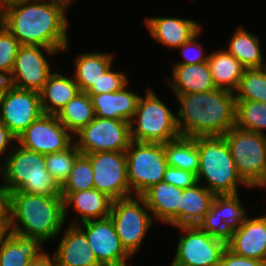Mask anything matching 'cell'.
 Here are the masks:
<instances>
[{"label": "cell", "mask_w": 266, "mask_h": 266, "mask_svg": "<svg viewBox=\"0 0 266 266\" xmlns=\"http://www.w3.org/2000/svg\"><path fill=\"white\" fill-rule=\"evenodd\" d=\"M70 7L67 0H32L3 13L0 23L21 45L44 46L65 53L70 47Z\"/></svg>", "instance_id": "cell-1"}, {"label": "cell", "mask_w": 266, "mask_h": 266, "mask_svg": "<svg viewBox=\"0 0 266 266\" xmlns=\"http://www.w3.org/2000/svg\"><path fill=\"white\" fill-rule=\"evenodd\" d=\"M176 123L184 137L223 136L236 124L235 93L215 88L208 92L177 94Z\"/></svg>", "instance_id": "cell-2"}, {"label": "cell", "mask_w": 266, "mask_h": 266, "mask_svg": "<svg viewBox=\"0 0 266 266\" xmlns=\"http://www.w3.org/2000/svg\"><path fill=\"white\" fill-rule=\"evenodd\" d=\"M12 230L52 243L66 225L62 196H44L21 191L6 194Z\"/></svg>", "instance_id": "cell-3"}, {"label": "cell", "mask_w": 266, "mask_h": 266, "mask_svg": "<svg viewBox=\"0 0 266 266\" xmlns=\"http://www.w3.org/2000/svg\"><path fill=\"white\" fill-rule=\"evenodd\" d=\"M0 186L5 193L21 191L44 196H61V187L46 169L45 155L17 143L0 165Z\"/></svg>", "instance_id": "cell-4"}, {"label": "cell", "mask_w": 266, "mask_h": 266, "mask_svg": "<svg viewBox=\"0 0 266 266\" xmlns=\"http://www.w3.org/2000/svg\"><path fill=\"white\" fill-rule=\"evenodd\" d=\"M196 144L199 153L198 183L215 195L239 194L240 187L250 189L237 173L223 136L197 137Z\"/></svg>", "instance_id": "cell-5"}, {"label": "cell", "mask_w": 266, "mask_h": 266, "mask_svg": "<svg viewBox=\"0 0 266 266\" xmlns=\"http://www.w3.org/2000/svg\"><path fill=\"white\" fill-rule=\"evenodd\" d=\"M143 96H140L136 112L130 121L131 140L165 144L180 137L176 114L166 102L150 86Z\"/></svg>", "instance_id": "cell-6"}, {"label": "cell", "mask_w": 266, "mask_h": 266, "mask_svg": "<svg viewBox=\"0 0 266 266\" xmlns=\"http://www.w3.org/2000/svg\"><path fill=\"white\" fill-rule=\"evenodd\" d=\"M176 251L170 266H219L227 247L226 234L204 225L179 226Z\"/></svg>", "instance_id": "cell-7"}, {"label": "cell", "mask_w": 266, "mask_h": 266, "mask_svg": "<svg viewBox=\"0 0 266 266\" xmlns=\"http://www.w3.org/2000/svg\"><path fill=\"white\" fill-rule=\"evenodd\" d=\"M223 137L240 178L250 190L256 189L266 173V135L235 126Z\"/></svg>", "instance_id": "cell-8"}, {"label": "cell", "mask_w": 266, "mask_h": 266, "mask_svg": "<svg viewBox=\"0 0 266 266\" xmlns=\"http://www.w3.org/2000/svg\"><path fill=\"white\" fill-rule=\"evenodd\" d=\"M109 218L125 250L134 258L156 221L141 196L113 200Z\"/></svg>", "instance_id": "cell-9"}, {"label": "cell", "mask_w": 266, "mask_h": 266, "mask_svg": "<svg viewBox=\"0 0 266 266\" xmlns=\"http://www.w3.org/2000/svg\"><path fill=\"white\" fill-rule=\"evenodd\" d=\"M125 155L132 196H140L150 186L163 181L168 166L164 144L131 141Z\"/></svg>", "instance_id": "cell-10"}, {"label": "cell", "mask_w": 266, "mask_h": 266, "mask_svg": "<svg viewBox=\"0 0 266 266\" xmlns=\"http://www.w3.org/2000/svg\"><path fill=\"white\" fill-rule=\"evenodd\" d=\"M131 141L130 122L96 116L74 135V143L82 154L125 152Z\"/></svg>", "instance_id": "cell-11"}, {"label": "cell", "mask_w": 266, "mask_h": 266, "mask_svg": "<svg viewBox=\"0 0 266 266\" xmlns=\"http://www.w3.org/2000/svg\"><path fill=\"white\" fill-rule=\"evenodd\" d=\"M57 49L44 46L21 45L7 78L11 86L40 93L52 73L50 57H57ZM50 56V57H49Z\"/></svg>", "instance_id": "cell-12"}, {"label": "cell", "mask_w": 266, "mask_h": 266, "mask_svg": "<svg viewBox=\"0 0 266 266\" xmlns=\"http://www.w3.org/2000/svg\"><path fill=\"white\" fill-rule=\"evenodd\" d=\"M43 114L40 93L5 85L0 96V121L16 138Z\"/></svg>", "instance_id": "cell-13"}, {"label": "cell", "mask_w": 266, "mask_h": 266, "mask_svg": "<svg viewBox=\"0 0 266 266\" xmlns=\"http://www.w3.org/2000/svg\"><path fill=\"white\" fill-rule=\"evenodd\" d=\"M86 155L93 169L94 189L113 200L132 196L125 152H95Z\"/></svg>", "instance_id": "cell-14"}, {"label": "cell", "mask_w": 266, "mask_h": 266, "mask_svg": "<svg viewBox=\"0 0 266 266\" xmlns=\"http://www.w3.org/2000/svg\"><path fill=\"white\" fill-rule=\"evenodd\" d=\"M73 143L74 136L51 114H43L17 137L18 145L44 155L66 150Z\"/></svg>", "instance_id": "cell-15"}, {"label": "cell", "mask_w": 266, "mask_h": 266, "mask_svg": "<svg viewBox=\"0 0 266 266\" xmlns=\"http://www.w3.org/2000/svg\"><path fill=\"white\" fill-rule=\"evenodd\" d=\"M86 235L101 266H125L133 257L122 246L111 219L90 220L77 225Z\"/></svg>", "instance_id": "cell-16"}, {"label": "cell", "mask_w": 266, "mask_h": 266, "mask_svg": "<svg viewBox=\"0 0 266 266\" xmlns=\"http://www.w3.org/2000/svg\"><path fill=\"white\" fill-rule=\"evenodd\" d=\"M226 241L234 254L266 261V214L249 215L226 234Z\"/></svg>", "instance_id": "cell-17"}, {"label": "cell", "mask_w": 266, "mask_h": 266, "mask_svg": "<svg viewBox=\"0 0 266 266\" xmlns=\"http://www.w3.org/2000/svg\"><path fill=\"white\" fill-rule=\"evenodd\" d=\"M61 196L66 224L78 225L90 220L105 219L110 215L113 199L94 188L77 192H61ZM70 210L76 212L79 218L74 215V219L67 223V217L71 215Z\"/></svg>", "instance_id": "cell-18"}, {"label": "cell", "mask_w": 266, "mask_h": 266, "mask_svg": "<svg viewBox=\"0 0 266 266\" xmlns=\"http://www.w3.org/2000/svg\"><path fill=\"white\" fill-rule=\"evenodd\" d=\"M143 21L154 41L175 51L203 27L197 20L179 16H145Z\"/></svg>", "instance_id": "cell-19"}, {"label": "cell", "mask_w": 266, "mask_h": 266, "mask_svg": "<svg viewBox=\"0 0 266 266\" xmlns=\"http://www.w3.org/2000/svg\"><path fill=\"white\" fill-rule=\"evenodd\" d=\"M182 188L173 184L160 182L150 186L140 196L151 211L154 220L167 226H180V201Z\"/></svg>", "instance_id": "cell-20"}, {"label": "cell", "mask_w": 266, "mask_h": 266, "mask_svg": "<svg viewBox=\"0 0 266 266\" xmlns=\"http://www.w3.org/2000/svg\"><path fill=\"white\" fill-rule=\"evenodd\" d=\"M64 229L57 236L59 244L52 253L57 266H101L85 233L77 225L68 224Z\"/></svg>", "instance_id": "cell-21"}, {"label": "cell", "mask_w": 266, "mask_h": 266, "mask_svg": "<svg viewBox=\"0 0 266 266\" xmlns=\"http://www.w3.org/2000/svg\"><path fill=\"white\" fill-rule=\"evenodd\" d=\"M171 77L164 85L169 87L173 97L177 94L208 92L216 88L208 62L200 64H172Z\"/></svg>", "instance_id": "cell-22"}, {"label": "cell", "mask_w": 266, "mask_h": 266, "mask_svg": "<svg viewBox=\"0 0 266 266\" xmlns=\"http://www.w3.org/2000/svg\"><path fill=\"white\" fill-rule=\"evenodd\" d=\"M129 84L116 92L88 94L91 98L95 116L130 122L136 112L141 95L135 92L134 89L132 90Z\"/></svg>", "instance_id": "cell-23"}, {"label": "cell", "mask_w": 266, "mask_h": 266, "mask_svg": "<svg viewBox=\"0 0 266 266\" xmlns=\"http://www.w3.org/2000/svg\"><path fill=\"white\" fill-rule=\"evenodd\" d=\"M240 197V193L216 195L204 226L223 234H227L230 230L240 226L250 215Z\"/></svg>", "instance_id": "cell-24"}, {"label": "cell", "mask_w": 266, "mask_h": 266, "mask_svg": "<svg viewBox=\"0 0 266 266\" xmlns=\"http://www.w3.org/2000/svg\"><path fill=\"white\" fill-rule=\"evenodd\" d=\"M114 53L93 51L76 54L72 75L80 92H87L114 65Z\"/></svg>", "instance_id": "cell-25"}, {"label": "cell", "mask_w": 266, "mask_h": 266, "mask_svg": "<svg viewBox=\"0 0 266 266\" xmlns=\"http://www.w3.org/2000/svg\"><path fill=\"white\" fill-rule=\"evenodd\" d=\"M56 70L50 74L40 92L44 114L57 115L80 92L72 74L67 75L60 73L57 68Z\"/></svg>", "instance_id": "cell-26"}, {"label": "cell", "mask_w": 266, "mask_h": 266, "mask_svg": "<svg viewBox=\"0 0 266 266\" xmlns=\"http://www.w3.org/2000/svg\"><path fill=\"white\" fill-rule=\"evenodd\" d=\"M224 48L234 56L246 69L266 67L261 39L256 34L248 31V28L238 25L228 39Z\"/></svg>", "instance_id": "cell-27"}, {"label": "cell", "mask_w": 266, "mask_h": 266, "mask_svg": "<svg viewBox=\"0 0 266 266\" xmlns=\"http://www.w3.org/2000/svg\"><path fill=\"white\" fill-rule=\"evenodd\" d=\"M215 196L201 183L183 189L180 201V226L205 225Z\"/></svg>", "instance_id": "cell-28"}, {"label": "cell", "mask_w": 266, "mask_h": 266, "mask_svg": "<svg viewBox=\"0 0 266 266\" xmlns=\"http://www.w3.org/2000/svg\"><path fill=\"white\" fill-rule=\"evenodd\" d=\"M37 238L12 232L11 237L0 245V266H27L46 250Z\"/></svg>", "instance_id": "cell-29"}, {"label": "cell", "mask_w": 266, "mask_h": 266, "mask_svg": "<svg viewBox=\"0 0 266 266\" xmlns=\"http://www.w3.org/2000/svg\"><path fill=\"white\" fill-rule=\"evenodd\" d=\"M207 62L216 88L235 92L246 68L223 47L211 51Z\"/></svg>", "instance_id": "cell-30"}, {"label": "cell", "mask_w": 266, "mask_h": 266, "mask_svg": "<svg viewBox=\"0 0 266 266\" xmlns=\"http://www.w3.org/2000/svg\"><path fill=\"white\" fill-rule=\"evenodd\" d=\"M56 116L74 136L95 117L90 96L86 92H79Z\"/></svg>", "instance_id": "cell-31"}, {"label": "cell", "mask_w": 266, "mask_h": 266, "mask_svg": "<svg viewBox=\"0 0 266 266\" xmlns=\"http://www.w3.org/2000/svg\"><path fill=\"white\" fill-rule=\"evenodd\" d=\"M164 151L168 166L198 173L199 153L196 138L180 136L165 143Z\"/></svg>", "instance_id": "cell-32"}, {"label": "cell", "mask_w": 266, "mask_h": 266, "mask_svg": "<svg viewBox=\"0 0 266 266\" xmlns=\"http://www.w3.org/2000/svg\"><path fill=\"white\" fill-rule=\"evenodd\" d=\"M235 126L266 135V103L236 100Z\"/></svg>", "instance_id": "cell-33"}, {"label": "cell", "mask_w": 266, "mask_h": 266, "mask_svg": "<svg viewBox=\"0 0 266 266\" xmlns=\"http://www.w3.org/2000/svg\"><path fill=\"white\" fill-rule=\"evenodd\" d=\"M234 93L236 100L266 103V67L245 69Z\"/></svg>", "instance_id": "cell-34"}, {"label": "cell", "mask_w": 266, "mask_h": 266, "mask_svg": "<svg viewBox=\"0 0 266 266\" xmlns=\"http://www.w3.org/2000/svg\"><path fill=\"white\" fill-rule=\"evenodd\" d=\"M80 153L76 144L73 143L66 150L45 155L46 169L60 187L68 179L73 163Z\"/></svg>", "instance_id": "cell-35"}, {"label": "cell", "mask_w": 266, "mask_h": 266, "mask_svg": "<svg viewBox=\"0 0 266 266\" xmlns=\"http://www.w3.org/2000/svg\"><path fill=\"white\" fill-rule=\"evenodd\" d=\"M93 188V169L90 158L80 153L73 163L68 179L61 186V192H77Z\"/></svg>", "instance_id": "cell-36"}, {"label": "cell", "mask_w": 266, "mask_h": 266, "mask_svg": "<svg viewBox=\"0 0 266 266\" xmlns=\"http://www.w3.org/2000/svg\"><path fill=\"white\" fill-rule=\"evenodd\" d=\"M20 42L0 23V73L8 78L18 54Z\"/></svg>", "instance_id": "cell-37"}, {"label": "cell", "mask_w": 266, "mask_h": 266, "mask_svg": "<svg viewBox=\"0 0 266 266\" xmlns=\"http://www.w3.org/2000/svg\"><path fill=\"white\" fill-rule=\"evenodd\" d=\"M203 27L188 41L183 43L176 50L181 53L182 60L174 61L173 64H200L203 62H207L209 59L210 53L206 52L205 48L202 46L203 44L199 42L200 36H202ZM204 48V49H203Z\"/></svg>", "instance_id": "cell-38"}, {"label": "cell", "mask_w": 266, "mask_h": 266, "mask_svg": "<svg viewBox=\"0 0 266 266\" xmlns=\"http://www.w3.org/2000/svg\"><path fill=\"white\" fill-rule=\"evenodd\" d=\"M111 66L86 93L102 94L116 92L122 89L130 81L124 71H116Z\"/></svg>", "instance_id": "cell-39"}, {"label": "cell", "mask_w": 266, "mask_h": 266, "mask_svg": "<svg viewBox=\"0 0 266 266\" xmlns=\"http://www.w3.org/2000/svg\"><path fill=\"white\" fill-rule=\"evenodd\" d=\"M164 182L173 184L177 188H190L198 183L197 174L176 167L167 166L164 173Z\"/></svg>", "instance_id": "cell-40"}, {"label": "cell", "mask_w": 266, "mask_h": 266, "mask_svg": "<svg viewBox=\"0 0 266 266\" xmlns=\"http://www.w3.org/2000/svg\"><path fill=\"white\" fill-rule=\"evenodd\" d=\"M219 266H266V261L236 255L226 247Z\"/></svg>", "instance_id": "cell-41"}, {"label": "cell", "mask_w": 266, "mask_h": 266, "mask_svg": "<svg viewBox=\"0 0 266 266\" xmlns=\"http://www.w3.org/2000/svg\"><path fill=\"white\" fill-rule=\"evenodd\" d=\"M16 143L17 138L0 121V165L6 160Z\"/></svg>", "instance_id": "cell-42"}, {"label": "cell", "mask_w": 266, "mask_h": 266, "mask_svg": "<svg viewBox=\"0 0 266 266\" xmlns=\"http://www.w3.org/2000/svg\"><path fill=\"white\" fill-rule=\"evenodd\" d=\"M13 230L7 205L0 210V245L11 237Z\"/></svg>", "instance_id": "cell-43"}, {"label": "cell", "mask_w": 266, "mask_h": 266, "mask_svg": "<svg viewBox=\"0 0 266 266\" xmlns=\"http://www.w3.org/2000/svg\"><path fill=\"white\" fill-rule=\"evenodd\" d=\"M27 266H57L56 259L54 255L49 251L42 254L37 260L32 261Z\"/></svg>", "instance_id": "cell-44"}, {"label": "cell", "mask_w": 266, "mask_h": 266, "mask_svg": "<svg viewBox=\"0 0 266 266\" xmlns=\"http://www.w3.org/2000/svg\"><path fill=\"white\" fill-rule=\"evenodd\" d=\"M32 0H0V16L9 9Z\"/></svg>", "instance_id": "cell-45"}, {"label": "cell", "mask_w": 266, "mask_h": 266, "mask_svg": "<svg viewBox=\"0 0 266 266\" xmlns=\"http://www.w3.org/2000/svg\"><path fill=\"white\" fill-rule=\"evenodd\" d=\"M6 205V193L0 186V210Z\"/></svg>", "instance_id": "cell-46"}, {"label": "cell", "mask_w": 266, "mask_h": 266, "mask_svg": "<svg viewBox=\"0 0 266 266\" xmlns=\"http://www.w3.org/2000/svg\"><path fill=\"white\" fill-rule=\"evenodd\" d=\"M7 84V78H5L1 73H0V96L1 93L5 87V85Z\"/></svg>", "instance_id": "cell-47"}, {"label": "cell", "mask_w": 266, "mask_h": 266, "mask_svg": "<svg viewBox=\"0 0 266 266\" xmlns=\"http://www.w3.org/2000/svg\"><path fill=\"white\" fill-rule=\"evenodd\" d=\"M256 189L266 190V173H265L263 180L261 181L260 185Z\"/></svg>", "instance_id": "cell-48"}, {"label": "cell", "mask_w": 266, "mask_h": 266, "mask_svg": "<svg viewBox=\"0 0 266 266\" xmlns=\"http://www.w3.org/2000/svg\"><path fill=\"white\" fill-rule=\"evenodd\" d=\"M72 6H73V3L76 2V0H67Z\"/></svg>", "instance_id": "cell-49"}]
</instances>
